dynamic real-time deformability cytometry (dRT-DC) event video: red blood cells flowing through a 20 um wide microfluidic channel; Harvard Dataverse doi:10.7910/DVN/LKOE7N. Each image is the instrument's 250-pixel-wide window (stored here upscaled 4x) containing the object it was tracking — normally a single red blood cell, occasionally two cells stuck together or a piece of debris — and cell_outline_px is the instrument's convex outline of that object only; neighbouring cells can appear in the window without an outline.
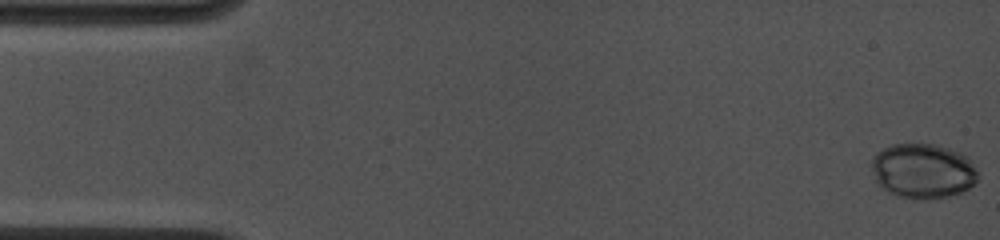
{"species": "common noctule bat (a hibernating species)", "species_latin": "Nyctalus noctula", "temperature_condition": "cold", "stored_images_in_passage": 19, "camera_frame_rate_fps": 4500, "um_per_image_px": 0.085, "animal": {"sex": "female", "body_mass_g": 19.0, "forearm_length_mm": 53.3}, "frame": {"image": 1, "passage_image": 1, "time_ms": 0.0, "image_size_px": [1000, 240], "cell_outline_px": [[980, 176], [968, 188], [960, 192], [948, 196], [928, 200], [896, 196], [880, 188], [876, 180], [872, 168], [872, 156], [876, 152], [892, 144], [936, 144], [960, 152], [968, 160]], "centroid_in_image_um": [78.41, 14.53], "position_along_channel_um": 6.6, "area_um2": 33.93}}
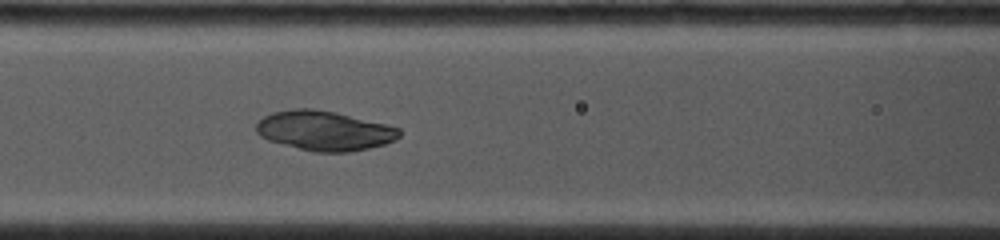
{"frame": {"image": 2, "passage_image": 19, "time_ms": 6.667, "image_size_px": [1000, 240], "cell_outline_px": [[400, 136], [396, 140], [384, 144], [368, 148], [348, 152], [316, 152], [268, 140], [260, 136], [256, 132], [256, 124], [264, 116], [272, 112], [292, 108], [316, 108], [336, 112], [400, 128]], "centroid_in_image_um": [27.56, 11.09], "position_along_channel_um": 139.0, "area_um2": 32.95}}